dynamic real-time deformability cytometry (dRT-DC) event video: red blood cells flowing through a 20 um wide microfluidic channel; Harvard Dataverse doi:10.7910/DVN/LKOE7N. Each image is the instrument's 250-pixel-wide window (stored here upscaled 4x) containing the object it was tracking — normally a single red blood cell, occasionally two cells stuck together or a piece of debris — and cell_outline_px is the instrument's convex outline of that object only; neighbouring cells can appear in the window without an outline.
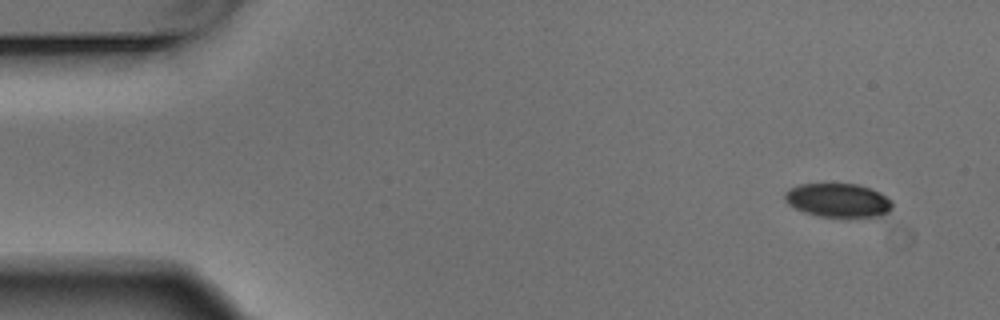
{"species": "Egyptian fruit bat (a non-hibernating species)", "species_latin": "Rousettus aegyptiacus", "temperature_condition": "warm", "stored_images_in_passage": 5, "camera_frame_rate_fps": 3000, "um_per_image_px": 0.085, "animal": {"sex": "male"}, "frame": {"image": 1, "passage_image": 1, "time_ms": 0.0, "image_size_px": [1000, 320], "cell_outline_px": [[892, 208], [888, 212], [880, 216], [820, 216], [804, 212], [788, 204], [784, 200], [784, 192], [788, 188], [800, 184], [856, 184], [880, 192], [892, 200]], "centroid_in_image_um": [71.21, 17.01], "position_along_channel_um": 13.8, "area_um2": 21.04}}
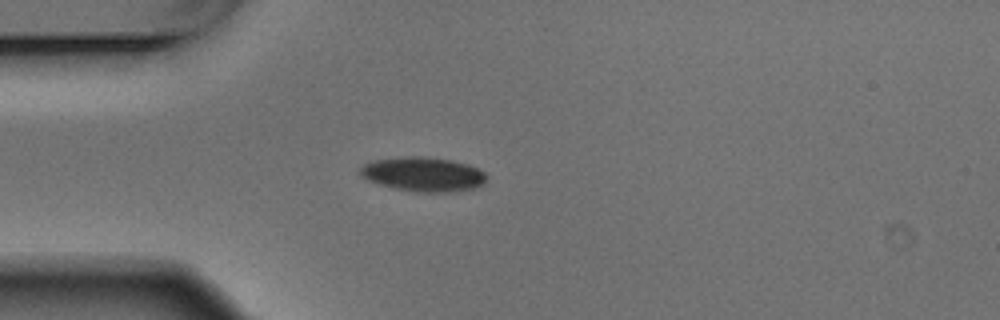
{"frame": {"image": 2, "passage_image": 4, "time_ms": 1.0, "image_size_px": [1000, 320], "cell_outline_px": [[488, 180], [484, 184], [476, 188], [448, 192], [412, 192], [392, 188], [368, 180], [360, 176], [360, 168], [368, 160], [404, 156], [424, 156], [452, 160], [468, 164], [484, 172], [488, 176]], "centroid_in_image_um": [35.96, 14.81], "position_along_channel_um": 49.0, "area_um2": 25.78}}